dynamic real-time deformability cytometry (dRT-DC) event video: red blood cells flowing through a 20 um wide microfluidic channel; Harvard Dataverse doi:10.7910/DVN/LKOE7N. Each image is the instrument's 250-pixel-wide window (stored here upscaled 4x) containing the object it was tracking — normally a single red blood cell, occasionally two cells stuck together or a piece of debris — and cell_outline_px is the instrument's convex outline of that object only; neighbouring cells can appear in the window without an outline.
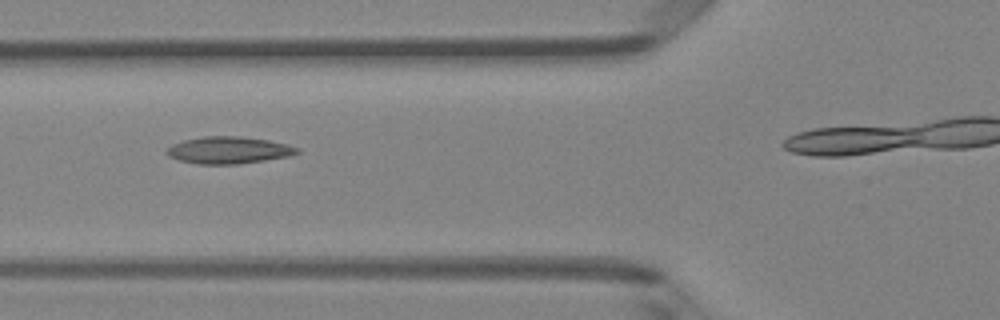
{"species": "Egyptian fruit bat (a non-hibernating species)", "species_latin": "Rousettus aegyptiacus", "temperature_condition": "room temperature", "stored_images_in_passage": 4, "camera_frame_rate_fps": 3000, "um_per_image_px": 0.085, "animal": {"sex": "female"}, "frame": {"image": 1, "passage_image": 3, "time_ms": 3.0, "image_size_px": [1000, 320], "cell_outline_px": [[300, 152], [288, 156], [264, 160], [236, 164], [196, 164], [180, 160], [168, 156], [164, 152], [172, 144], [184, 140], [204, 136], [240, 136], [268, 140], [288, 144], [300, 148]], "centroid_in_image_um": [19.43, 12.76], "position_along_channel_um": 106.4, "area_um2": 20.52}}